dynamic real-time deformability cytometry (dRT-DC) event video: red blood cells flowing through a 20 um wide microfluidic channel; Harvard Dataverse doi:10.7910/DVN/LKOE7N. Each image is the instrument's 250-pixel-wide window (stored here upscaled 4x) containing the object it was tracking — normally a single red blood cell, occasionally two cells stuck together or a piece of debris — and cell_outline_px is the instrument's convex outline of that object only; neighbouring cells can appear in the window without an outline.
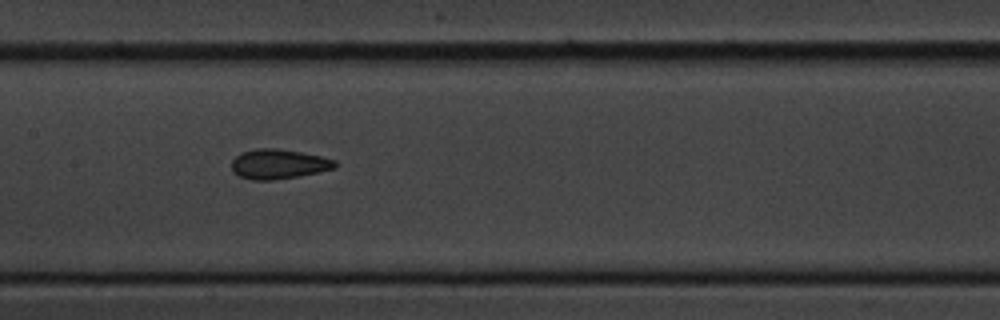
{"species": "common noctule bat (a hibernating species)", "species_latin": "Nyctalus noctula", "temperature_condition": "cold", "stored_images_in_passage": 9, "camera_frame_rate_fps": 3000, "um_per_image_px": 0.085, "animal": {"sex": "male", "body_mass_g": 20.1, "forearm_length_mm": 53.5}, "frame": {"image": 1, "passage_image": 8, "time_ms": 9.0, "image_size_px": [1000, 320], "cell_outline_px": [[336, 168], [300, 176], [276, 180], [252, 180], [240, 176], [232, 172], [232, 160], [240, 152], [256, 148], [280, 148], [320, 156], [336, 160]], "centroid_in_image_um": [23.66, 13.94], "position_along_channel_um": 183.7, "area_um2": 18.09}}
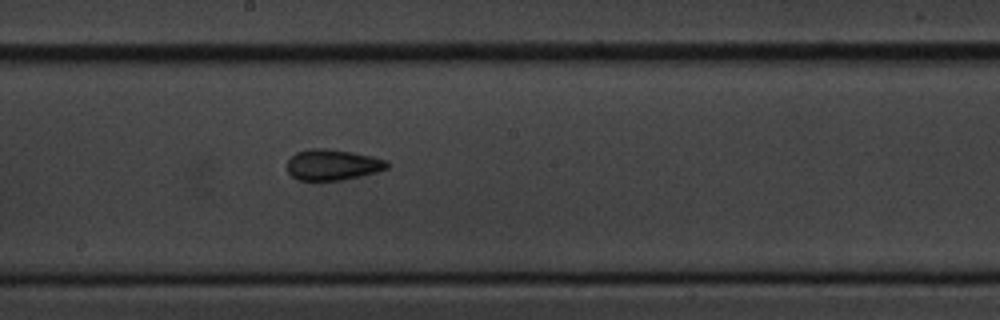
{"frame": {"image": 2, "passage_image": 9, "time_ms": 10.0, "image_size_px": [1000, 320], "cell_outline_px": [[388, 168], [376, 172], [360, 176], [340, 180], [300, 180], [292, 176], [288, 172], [288, 160], [296, 152], [308, 148], [328, 148], [352, 152], [372, 156], [388, 160]], "centroid_in_image_um": [28.28, 13.99], "position_along_channel_um": 219.9, "area_um2": 17.98}}